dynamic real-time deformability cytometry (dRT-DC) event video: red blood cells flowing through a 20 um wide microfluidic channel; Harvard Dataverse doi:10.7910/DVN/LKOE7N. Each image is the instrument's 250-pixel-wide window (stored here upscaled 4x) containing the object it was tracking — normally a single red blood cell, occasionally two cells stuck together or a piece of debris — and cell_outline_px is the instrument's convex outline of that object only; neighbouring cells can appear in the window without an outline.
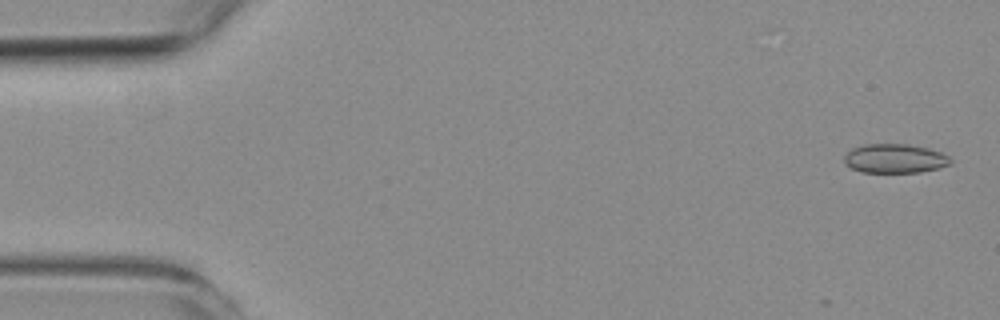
{"species": "common noctule bat (a hibernating species)", "species_latin": "Nyctalus noctula", "temperature_condition": "room temperature", "stored_images_in_passage": 4, "camera_frame_rate_fps": 3000, "um_per_image_px": 0.085, "animal": {"sex": "female", "body_mass_g": 19.3, "forearm_length_mm": 54.1}, "frame": {"image": 1, "passage_image": 2, "time_ms": 0.333, "image_size_px": [1000, 320], "cell_outline_px": [[952, 164], [920, 172], [860, 172], [844, 164], [844, 156], [852, 148], [864, 144], [908, 144], [928, 148], [940, 152], [948, 156], [952, 160]], "centroid_in_image_um": [76.04, 13.47], "position_along_channel_um": 9.0, "area_um2": 18.03}}